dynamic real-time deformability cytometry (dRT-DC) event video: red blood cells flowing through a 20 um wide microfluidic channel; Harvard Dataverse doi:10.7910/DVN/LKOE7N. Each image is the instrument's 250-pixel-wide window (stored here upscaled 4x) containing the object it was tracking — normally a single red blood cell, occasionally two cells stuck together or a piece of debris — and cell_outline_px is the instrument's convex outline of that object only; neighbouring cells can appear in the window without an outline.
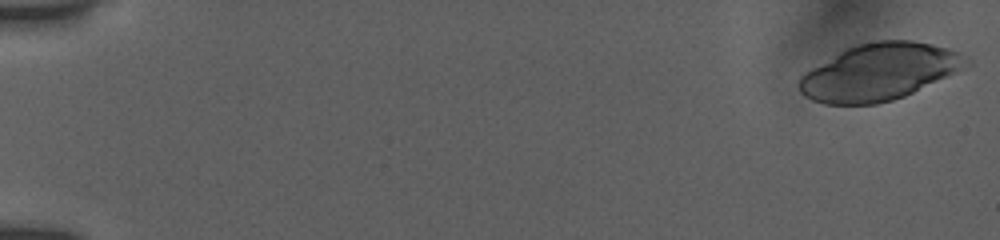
{"species": "human", "species_latin": "Homo sapiens", "temperature_condition": "room temperature", "stored_images_in_passage": 15, "camera_frame_rate_fps": 3000, "um_per_image_px": 0.085, "donor": {"sex": "female"}, "frame": {"image": 1, "passage_image": 1, "time_ms": 0.0, "image_size_px": [1000, 240], "cell_outline_px": [[972, 64], [948, 76], [904, 96], [892, 100], [876, 104], [824, 104], [812, 100], [804, 96], [800, 92], [796, 84], [800, 76], [804, 72], [844, 48], [856, 44], [876, 40], [912, 40], [932, 44], [948, 48], [960, 52], [968, 56], [972, 60]], "centroid_in_image_um": [74.73, 6.1], "position_along_channel_um": 10.3, "area_um2": 55.83}}